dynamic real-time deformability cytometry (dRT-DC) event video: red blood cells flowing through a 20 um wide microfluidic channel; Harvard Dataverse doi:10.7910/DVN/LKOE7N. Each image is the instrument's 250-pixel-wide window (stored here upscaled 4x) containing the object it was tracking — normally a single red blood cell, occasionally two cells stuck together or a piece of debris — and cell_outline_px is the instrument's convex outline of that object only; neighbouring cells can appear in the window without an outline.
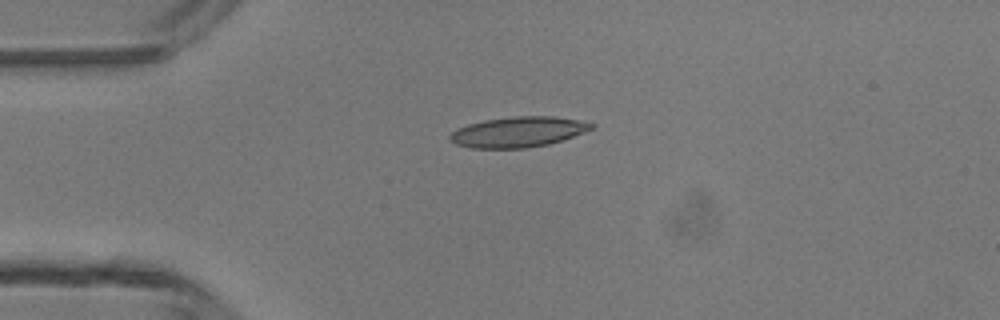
{"species": "common noctule bat (a hibernating species)", "species_latin": "Nyctalus noctula", "temperature_condition": "room temperature", "stored_images_in_passage": 3, "camera_frame_rate_fps": 3000, "um_per_image_px": 0.085, "animal": {"sex": "male", "body_mass_g": 13.3}, "frame": {"image": 1, "passage_image": 1, "time_ms": 0.0, "image_size_px": [1000, 320], "cell_outline_px": [[596, 128], [548, 144], [524, 148], [472, 148], [456, 144], [448, 136], [456, 128], [468, 124], [484, 120], [516, 116], [552, 116], [580, 120], [596, 124]], "centroid_in_image_um": [44.05, 11.2], "position_along_channel_um": 40.9, "area_um2": 24.97}}
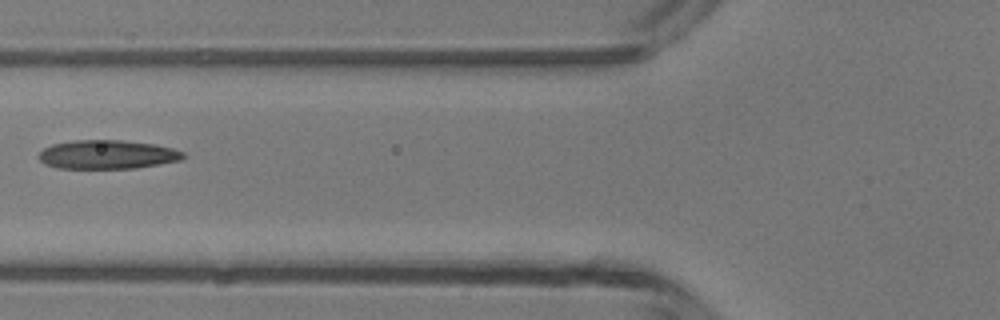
{"frame": {"image": 2, "passage_image": 3, "time_ms": 2.333, "image_size_px": [1000, 320], "cell_outline_px": [[184, 156], [180, 160], [160, 164], [136, 168], [56, 168], [44, 164], [36, 156], [44, 148], [52, 144], [76, 140], [124, 140], [156, 144], [172, 148], [184, 152]], "centroid_in_image_um": [9.1, 13.13], "position_along_channel_um": 116.7, "area_um2": 24.39}}